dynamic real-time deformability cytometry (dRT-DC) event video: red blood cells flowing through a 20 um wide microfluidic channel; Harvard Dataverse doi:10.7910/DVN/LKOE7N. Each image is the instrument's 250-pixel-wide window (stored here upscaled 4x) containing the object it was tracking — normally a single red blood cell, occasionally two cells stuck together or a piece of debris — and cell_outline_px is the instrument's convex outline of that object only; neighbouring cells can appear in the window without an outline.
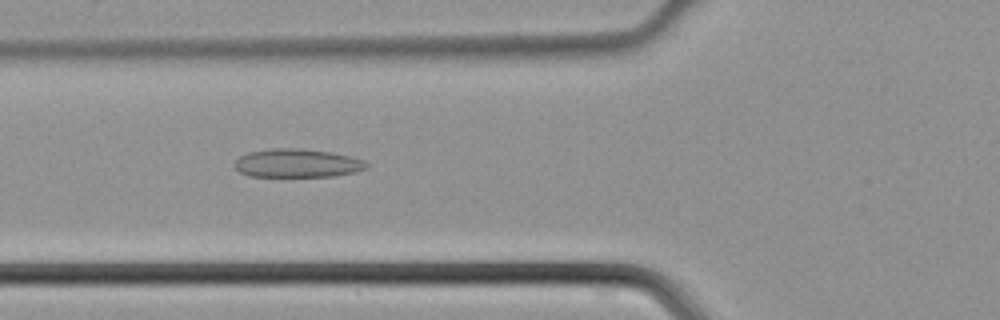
{"species": "common noctule bat (a hibernating species)", "species_latin": "Nyctalus noctula", "temperature_condition": "cold", "stored_images_in_passage": 44, "camera_frame_rate_fps": 3000, "um_per_image_px": 0.085, "animal": {"sex": "male", "body_mass_g": 21.5, "forearm_length_mm": 52.0}, "frame": {"image": 1, "passage_image": 16, "time_ms": 5.0, "image_size_px": [1000, 320], "cell_outline_px": [[368, 168], [356, 172], [336, 176], [248, 176], [240, 172], [236, 168], [236, 160], [240, 156], [248, 152], [272, 148], [300, 148], [332, 152], [352, 156], [364, 160], [368, 164]], "centroid_in_image_um": [25.32, 13.86], "position_along_channel_um": 100.5, "area_um2": 22.02}}
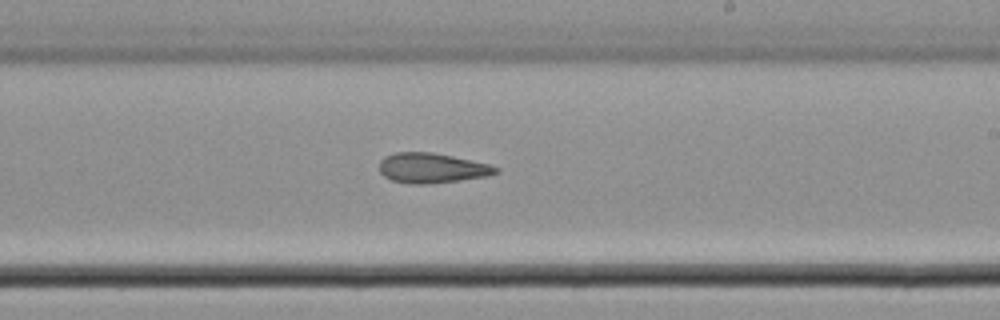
{"frame": {"image": 2, "passage_image": 26, "time_ms": 8.333, "image_size_px": [1000, 320], "cell_outline_px": [[500, 172], [488, 176], [460, 180], [428, 184], [412, 184], [392, 180], [384, 176], [380, 172], [380, 160], [384, 156], [396, 152], [432, 152], [452, 156], [488, 164], [500, 168]], "centroid_in_image_um": [36.71, 14.28], "position_along_channel_um": 252.3, "area_um2": 20.35}}
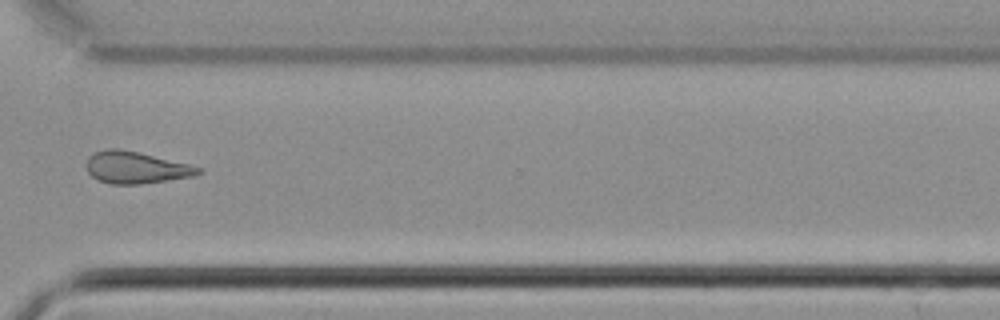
{"frame": {"image": 3, "passage_image": 33, "time_ms": 10.667, "image_size_px": [1000, 320], "cell_outline_px": [[204, 172], [192, 176], [168, 180], [140, 184], [112, 184], [100, 180], [92, 176], [88, 172], [88, 156], [96, 152], [108, 148], [116, 148], [136, 152], [188, 164], [200, 168]], "centroid_in_image_um": [11.55, 14.25], "position_along_channel_um": 359.0, "area_um2": 20.29}}